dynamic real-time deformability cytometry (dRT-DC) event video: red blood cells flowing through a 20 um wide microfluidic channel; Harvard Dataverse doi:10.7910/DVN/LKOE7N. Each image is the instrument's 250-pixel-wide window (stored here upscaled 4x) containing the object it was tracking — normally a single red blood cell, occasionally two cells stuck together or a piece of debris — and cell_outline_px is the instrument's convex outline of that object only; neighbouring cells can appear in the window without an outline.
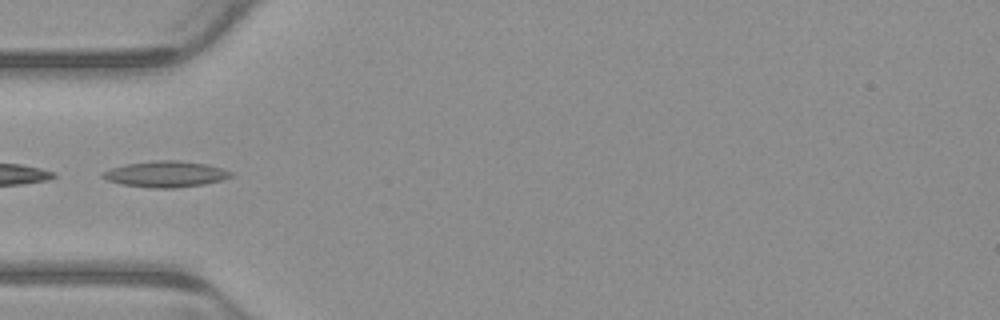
{"species": "common noctule bat (a hibernating species)", "species_latin": "Nyctalus noctula", "temperature_condition": "warm", "stored_images_in_passage": 6, "camera_frame_rate_fps": 3000, "um_per_image_px": 0.085, "animal": {"sex": "male", "body_mass_g": 23.1, "forearm_length_mm": 52.7}, "frame": {"image": 1, "passage_image": 5, "time_ms": 1.333, "image_size_px": [1000, 320], "cell_outline_px": [[232, 176], [220, 180], [204, 184], [176, 188], [148, 188], [120, 184], [108, 180], [100, 176], [100, 172], [112, 168], [128, 164], [156, 160], [180, 160], [208, 164], [232, 172]], "centroid_in_image_um": [14.05, 14.8], "position_along_channel_um": 70.9, "area_um2": 19.48}}
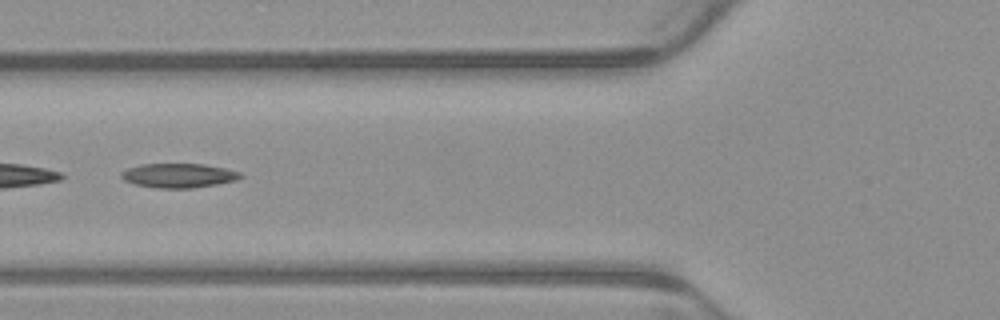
{"frame": {"image": 2, "passage_image": 6, "time_ms": 1.667, "image_size_px": [1000, 320], "cell_outline_px": [[244, 176], [236, 180], [216, 184], [192, 188], [156, 188], [136, 184], [124, 180], [120, 176], [120, 172], [128, 168], [140, 164], [204, 164], [224, 168], [240, 172]], "centroid_in_image_um": [15.17, 14.91], "position_along_channel_um": 110.6, "area_um2": 16.82}}